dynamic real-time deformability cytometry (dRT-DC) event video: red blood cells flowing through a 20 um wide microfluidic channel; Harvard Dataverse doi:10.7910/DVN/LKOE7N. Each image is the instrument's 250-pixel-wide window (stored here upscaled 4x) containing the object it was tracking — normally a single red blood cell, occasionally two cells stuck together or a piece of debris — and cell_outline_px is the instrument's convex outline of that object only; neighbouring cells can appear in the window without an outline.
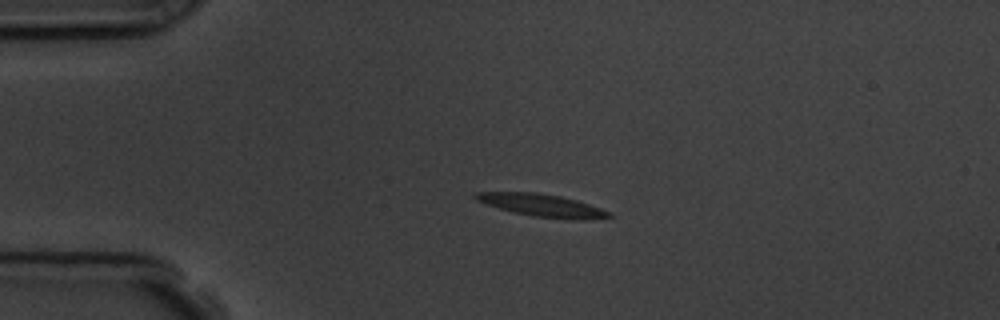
{"species": "common noctule bat (a hibernating species)", "species_latin": "Nyctalus noctula", "temperature_condition": "room temperature", "stored_images_in_passage": 2, "camera_frame_rate_fps": 3000, "um_per_image_px": 0.085, "animal": {"sex": "male", "body_mass_g": 19.5, "forearm_length_mm": 54.6}, "frame": {"image": 1, "passage_image": 2, "time_ms": 1.0, "image_size_px": [1000, 320], "cell_outline_px": [[616, 216], [584, 220], [576, 220], [532, 216], [512, 212], [476, 200], [472, 196], [476, 192], [536, 192], [560, 196], [576, 200], [600, 208]], "centroid_in_image_um": [46.08, 17.45], "position_along_channel_um": 38.9, "area_um2": 17.4}}